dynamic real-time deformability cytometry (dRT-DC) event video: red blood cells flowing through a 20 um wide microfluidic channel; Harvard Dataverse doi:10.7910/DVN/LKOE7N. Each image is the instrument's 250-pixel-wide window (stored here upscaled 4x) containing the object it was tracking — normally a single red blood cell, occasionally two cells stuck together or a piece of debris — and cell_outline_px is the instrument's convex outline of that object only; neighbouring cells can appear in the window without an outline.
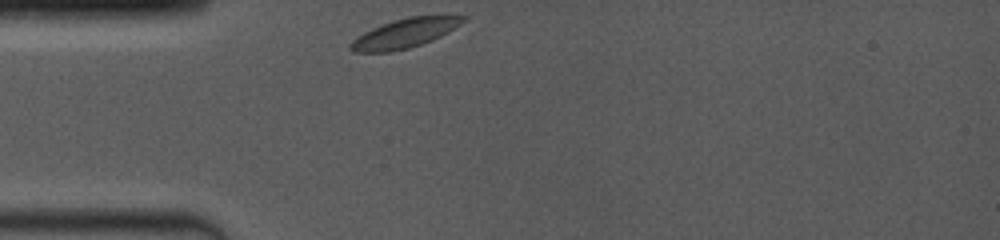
{"species": "common noctule bat (a hibernating species)", "species_latin": "Nyctalus noctula", "temperature_condition": "room temperature", "stored_images_in_passage": 42, "camera_frame_rate_fps": 4000, "um_per_image_px": 0.085, "animal": {"sex": "female", "body_mass_g": 19.0, "forearm_length_mm": 53.3}, "frame": {"image": 1, "passage_image": 1, "time_ms": 0.0, "image_size_px": [1000, 240], "cell_outline_px": [[468, 16], [460, 24], [448, 32], [432, 40], [408, 48], [392, 52], [352, 52], [348, 48], [348, 44], [352, 40], [364, 32], [372, 28], [392, 20], [408, 16]], "centroid_in_image_um": [34.33, 2.84], "position_along_channel_um": 50.7, "area_um2": 19.07}}
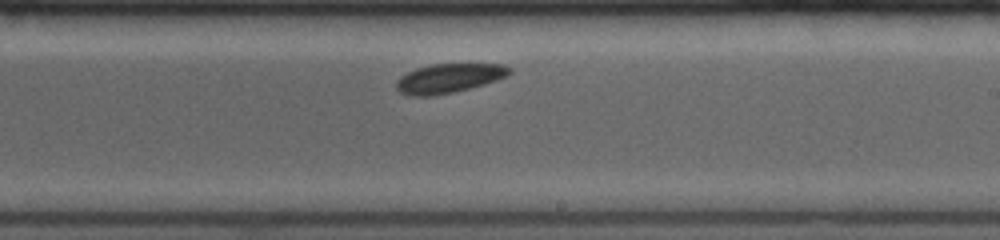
{"frame": {"image": 2, "passage_image": 25, "time_ms": 5.5, "image_size_px": [1000, 240], "cell_outline_px": [[512, 72], [508, 76], [484, 84], [452, 92], [432, 96], [412, 96], [400, 92], [396, 88], [396, 80], [400, 76], [416, 68], [432, 64], [504, 64], [512, 68]], "centroid_in_image_um": [38.16, 6.64], "position_along_channel_um": 250.8, "area_um2": 19.25}}
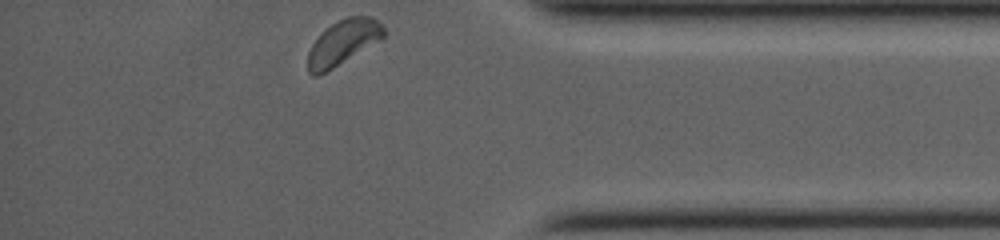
{"frame": {"image": 3, "passage_image": 42, "time_ms": 9.75, "image_size_px": [1000, 240], "cell_outline_px": [[384, 36], [380, 40], [320, 76], [312, 76], [308, 72], [308, 52], [312, 44], [332, 24], [348, 16], [372, 16], [384, 28]], "centroid_in_image_um": [29.15, 3.64], "position_along_channel_um": 406.1, "area_um2": 19.48}, "authors_computed_cell_mechanics": {"area_um2": 19.4208, "velocity_mm_per_s": 3.8503, "shape_relaxation_time_tau1_ms": 1.8148, "shape_relaxation_time_tau2_ms": null, "deformation_change_tau1": 0.0819, "deformation_change_tau2": null}}